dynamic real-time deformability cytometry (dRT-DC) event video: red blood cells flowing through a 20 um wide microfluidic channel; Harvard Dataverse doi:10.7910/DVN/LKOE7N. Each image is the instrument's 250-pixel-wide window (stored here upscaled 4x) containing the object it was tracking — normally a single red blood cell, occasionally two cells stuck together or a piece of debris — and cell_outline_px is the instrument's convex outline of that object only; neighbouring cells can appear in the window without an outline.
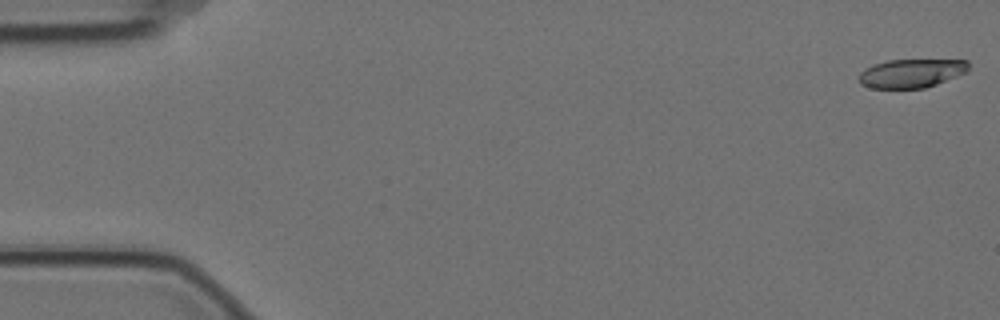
{"species": "Egyptian fruit bat (a non-hibernating species)", "species_latin": "Rousettus aegyptiacus", "temperature_condition": "cold", "stored_images_in_passage": 9, "camera_frame_rate_fps": 3000, "um_per_image_px": 0.085, "animal": {"sex": "female"}, "frame": {"image": 1, "passage_image": 1, "time_ms": 0.0, "image_size_px": [1000, 320], "cell_outline_px": [[968, 72], [936, 84], [924, 88], [872, 88], [860, 84], [860, 72], [864, 68], [888, 60], [968, 60]], "centroid_in_image_um": [77.48, 6.23], "position_along_channel_um": 7.5, "area_um2": 18.21}}
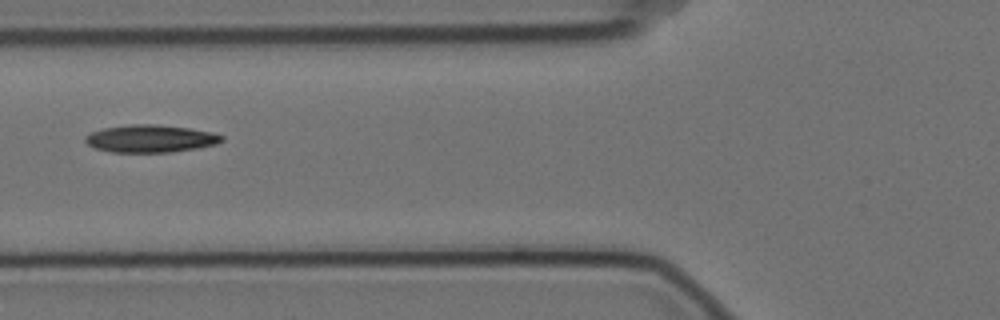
{"frame": {"image": 2, "passage_image": 7, "time_ms": 2.0, "image_size_px": [1000, 320], "cell_outline_px": [[224, 140], [216, 144], [196, 148], [172, 152], [112, 152], [96, 148], [88, 144], [84, 140], [84, 136], [92, 132], [104, 128], [132, 124], [156, 124], [188, 128], [212, 132], [224, 136]], "centroid_in_image_um": [12.8, 11.78], "position_along_channel_um": 113.0, "area_um2": 21.79}}
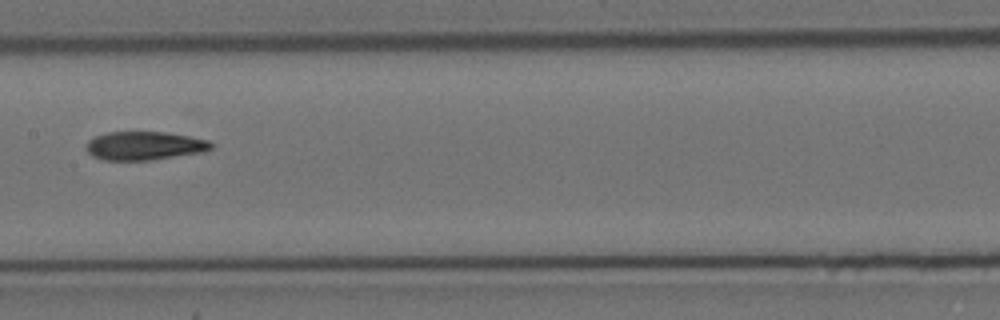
{"frame": {"image": 3, "passage_image": 9, "time_ms": 2.667, "image_size_px": [1000, 320], "cell_outline_px": [[212, 148], [204, 152], [152, 160], [104, 160], [92, 156], [88, 152], [88, 140], [96, 136], [108, 132], [164, 132], [188, 136], [208, 140], [212, 144]], "centroid_in_image_um": [12.3, 12.39], "position_along_channel_um": 195.1, "area_um2": 20.63}}